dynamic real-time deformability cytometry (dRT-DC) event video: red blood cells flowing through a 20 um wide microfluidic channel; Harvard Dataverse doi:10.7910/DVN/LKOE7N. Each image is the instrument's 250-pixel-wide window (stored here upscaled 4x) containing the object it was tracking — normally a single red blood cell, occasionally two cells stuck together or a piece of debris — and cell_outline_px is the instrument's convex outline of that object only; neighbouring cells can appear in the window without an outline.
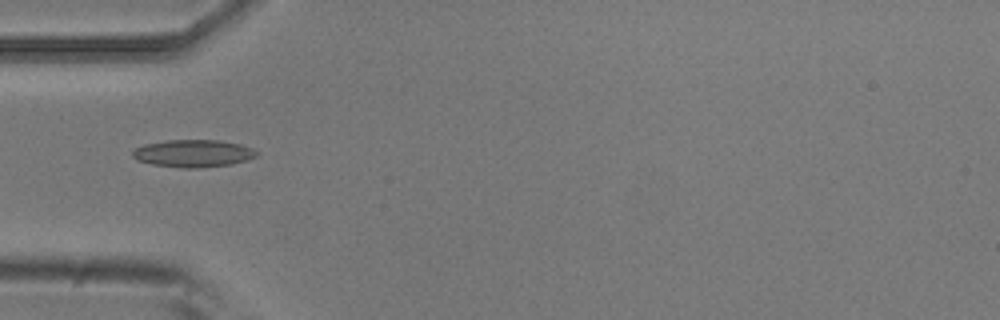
{"species": "common noctule bat (a hibernating species)", "species_latin": "Nyctalus noctula", "temperature_condition": "room temperature", "stored_images_in_passage": 8, "camera_frame_rate_fps": 3000, "um_per_image_px": 0.085, "animal": {"sex": "male", "body_mass_g": 20.5, "forearm_length_mm": 52.5}, "frame": {"image": 1, "passage_image": 4, "time_ms": 1.0, "image_size_px": [1000, 320], "cell_outline_px": [[260, 152], [256, 156], [232, 164], [200, 168], [180, 168], [152, 164], [136, 160], [132, 156], [132, 152], [136, 148], [144, 144], [168, 140], [220, 140], [240, 144], [252, 148]], "centroid_in_image_um": [16.42, 13.04], "position_along_channel_um": 68.6, "area_um2": 19.88}}
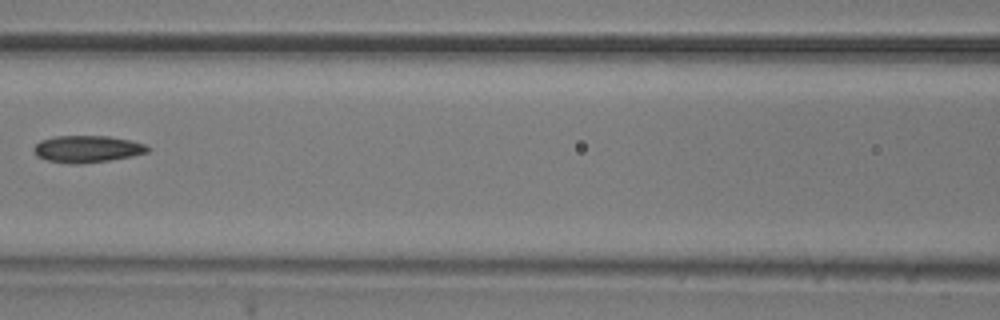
{"frame": {"image": 2, "passage_image": 6, "time_ms": 1.667, "image_size_px": [1000, 320], "cell_outline_px": [[152, 148], [148, 152], [132, 156], [108, 160], [80, 164], [72, 164], [48, 160], [36, 156], [32, 148], [40, 140], [52, 136], [108, 136], [132, 140], [144, 144]], "centroid_in_image_um": [7.41, 12.65], "position_along_channel_um": 159.2, "area_um2": 17.98}}
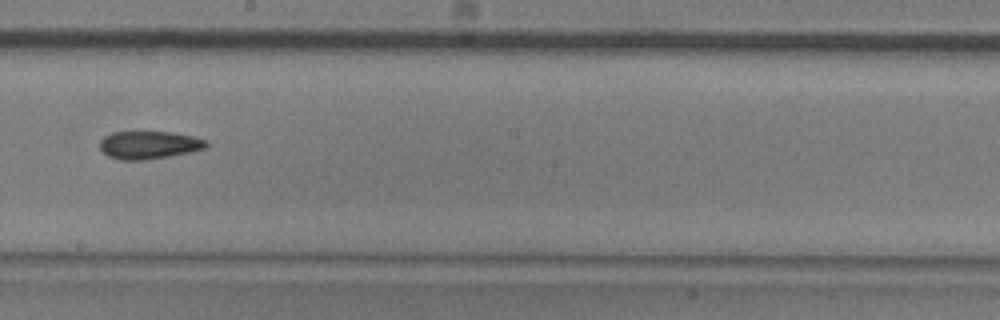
{"frame": {"image": 3, "passage_image": 8, "time_ms": 2.333, "image_size_px": [1000, 320], "cell_outline_px": [[208, 148], [168, 156], [144, 160], [120, 160], [108, 156], [100, 148], [100, 140], [104, 136], [112, 132], [172, 132], [192, 136], [204, 140], [208, 144]], "centroid_in_image_um": [12.64, 12.32], "position_along_channel_um": 235.6, "area_um2": 17.17}}